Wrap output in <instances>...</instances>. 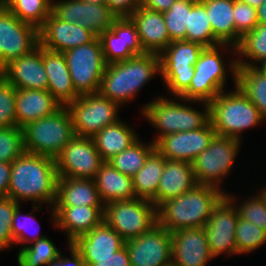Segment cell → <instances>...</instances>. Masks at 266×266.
<instances>
[{
  "mask_svg": "<svg viewBox=\"0 0 266 266\" xmlns=\"http://www.w3.org/2000/svg\"><path fill=\"white\" fill-rule=\"evenodd\" d=\"M21 205L11 198L0 196V251L14 244L12 221L16 208Z\"/></svg>",
  "mask_w": 266,
  "mask_h": 266,
  "instance_id": "cell-44",
  "label": "cell"
},
{
  "mask_svg": "<svg viewBox=\"0 0 266 266\" xmlns=\"http://www.w3.org/2000/svg\"><path fill=\"white\" fill-rule=\"evenodd\" d=\"M258 192L266 203V185L264 187H262L261 190Z\"/></svg>",
  "mask_w": 266,
  "mask_h": 266,
  "instance_id": "cell-56",
  "label": "cell"
},
{
  "mask_svg": "<svg viewBox=\"0 0 266 266\" xmlns=\"http://www.w3.org/2000/svg\"><path fill=\"white\" fill-rule=\"evenodd\" d=\"M82 1H85L88 3H97V4H102L106 2V0H82Z\"/></svg>",
  "mask_w": 266,
  "mask_h": 266,
  "instance_id": "cell-58",
  "label": "cell"
},
{
  "mask_svg": "<svg viewBox=\"0 0 266 266\" xmlns=\"http://www.w3.org/2000/svg\"><path fill=\"white\" fill-rule=\"evenodd\" d=\"M165 159L156 149L148 155L143 167L132 177L136 198L149 200L156 206V194Z\"/></svg>",
  "mask_w": 266,
  "mask_h": 266,
  "instance_id": "cell-33",
  "label": "cell"
},
{
  "mask_svg": "<svg viewBox=\"0 0 266 266\" xmlns=\"http://www.w3.org/2000/svg\"><path fill=\"white\" fill-rule=\"evenodd\" d=\"M104 207L94 179L58 177L53 207Z\"/></svg>",
  "mask_w": 266,
  "mask_h": 266,
  "instance_id": "cell-29",
  "label": "cell"
},
{
  "mask_svg": "<svg viewBox=\"0 0 266 266\" xmlns=\"http://www.w3.org/2000/svg\"><path fill=\"white\" fill-rule=\"evenodd\" d=\"M255 196L247 198L239 205H235L238 216L266 231V203L260 194Z\"/></svg>",
  "mask_w": 266,
  "mask_h": 266,
  "instance_id": "cell-46",
  "label": "cell"
},
{
  "mask_svg": "<svg viewBox=\"0 0 266 266\" xmlns=\"http://www.w3.org/2000/svg\"><path fill=\"white\" fill-rule=\"evenodd\" d=\"M60 253L51 239L46 236L25 248H20L17 260L19 266H45L56 259Z\"/></svg>",
  "mask_w": 266,
  "mask_h": 266,
  "instance_id": "cell-39",
  "label": "cell"
},
{
  "mask_svg": "<svg viewBox=\"0 0 266 266\" xmlns=\"http://www.w3.org/2000/svg\"><path fill=\"white\" fill-rule=\"evenodd\" d=\"M62 106L48 90L16 89V126L23 128L30 122L56 113Z\"/></svg>",
  "mask_w": 266,
  "mask_h": 266,
  "instance_id": "cell-26",
  "label": "cell"
},
{
  "mask_svg": "<svg viewBox=\"0 0 266 266\" xmlns=\"http://www.w3.org/2000/svg\"><path fill=\"white\" fill-rule=\"evenodd\" d=\"M222 48L237 53L236 47L230 44L205 47L194 66V76L189 88L180 96L182 99L210 103L220 92L225 91L227 72H231L236 85L237 59L231 58L228 64L230 71L226 70L219 50Z\"/></svg>",
  "mask_w": 266,
  "mask_h": 266,
  "instance_id": "cell-5",
  "label": "cell"
},
{
  "mask_svg": "<svg viewBox=\"0 0 266 266\" xmlns=\"http://www.w3.org/2000/svg\"><path fill=\"white\" fill-rule=\"evenodd\" d=\"M20 205L16 208L14 215H13V221H12V235H13V240H14V244H23L22 248H25V244H31L33 242H36L39 239L45 238L46 236L40 235L39 231H36L35 235H31L29 232V227H31L35 223H37L34 215H32V213H29L28 215H22L20 212ZM24 217H22V216ZM23 218L20 220V218ZM33 227V226H32ZM35 227V226H34ZM37 228V227H36ZM29 233V235H27V231ZM32 230V229H31Z\"/></svg>",
  "mask_w": 266,
  "mask_h": 266,
  "instance_id": "cell-47",
  "label": "cell"
},
{
  "mask_svg": "<svg viewBox=\"0 0 266 266\" xmlns=\"http://www.w3.org/2000/svg\"><path fill=\"white\" fill-rule=\"evenodd\" d=\"M103 216L104 221L125 241L139 237L158 224L157 207L141 198L105 204Z\"/></svg>",
  "mask_w": 266,
  "mask_h": 266,
  "instance_id": "cell-9",
  "label": "cell"
},
{
  "mask_svg": "<svg viewBox=\"0 0 266 266\" xmlns=\"http://www.w3.org/2000/svg\"><path fill=\"white\" fill-rule=\"evenodd\" d=\"M237 65L242 67H257L266 62V25L258 24L256 28L246 33L236 46ZM242 57V58H241ZM247 59L245 61V59ZM250 60V61H249ZM250 62V63H249ZM256 63V64H255ZM258 63V64H257Z\"/></svg>",
  "mask_w": 266,
  "mask_h": 266,
  "instance_id": "cell-35",
  "label": "cell"
},
{
  "mask_svg": "<svg viewBox=\"0 0 266 266\" xmlns=\"http://www.w3.org/2000/svg\"><path fill=\"white\" fill-rule=\"evenodd\" d=\"M96 35L77 23L59 19L53 12L39 29L40 45L50 51L65 52L68 49L91 42Z\"/></svg>",
  "mask_w": 266,
  "mask_h": 266,
  "instance_id": "cell-21",
  "label": "cell"
},
{
  "mask_svg": "<svg viewBox=\"0 0 266 266\" xmlns=\"http://www.w3.org/2000/svg\"><path fill=\"white\" fill-rule=\"evenodd\" d=\"M222 91L210 103V120L216 135L242 141L241 133L265 119L258 108L235 85V90Z\"/></svg>",
  "mask_w": 266,
  "mask_h": 266,
  "instance_id": "cell-6",
  "label": "cell"
},
{
  "mask_svg": "<svg viewBox=\"0 0 266 266\" xmlns=\"http://www.w3.org/2000/svg\"><path fill=\"white\" fill-rule=\"evenodd\" d=\"M180 102L171 99L157 97L151 102L143 105L142 115L154 128L159 131L157 138L153 139L156 143L161 137L181 131H191L205 127L210 120V105L208 102L184 100L177 97ZM203 103V111L196 110L192 106L182 104V102ZM188 105V106H187Z\"/></svg>",
  "mask_w": 266,
  "mask_h": 266,
  "instance_id": "cell-4",
  "label": "cell"
},
{
  "mask_svg": "<svg viewBox=\"0 0 266 266\" xmlns=\"http://www.w3.org/2000/svg\"><path fill=\"white\" fill-rule=\"evenodd\" d=\"M105 4L117 17H129L142 4V0H106Z\"/></svg>",
  "mask_w": 266,
  "mask_h": 266,
  "instance_id": "cell-48",
  "label": "cell"
},
{
  "mask_svg": "<svg viewBox=\"0 0 266 266\" xmlns=\"http://www.w3.org/2000/svg\"><path fill=\"white\" fill-rule=\"evenodd\" d=\"M69 244L82 256L85 266H89L94 264V258L111 257L125 245V240L103 220Z\"/></svg>",
  "mask_w": 266,
  "mask_h": 266,
  "instance_id": "cell-22",
  "label": "cell"
},
{
  "mask_svg": "<svg viewBox=\"0 0 266 266\" xmlns=\"http://www.w3.org/2000/svg\"><path fill=\"white\" fill-rule=\"evenodd\" d=\"M16 88L5 78L0 79V127L16 126Z\"/></svg>",
  "mask_w": 266,
  "mask_h": 266,
  "instance_id": "cell-45",
  "label": "cell"
},
{
  "mask_svg": "<svg viewBox=\"0 0 266 266\" xmlns=\"http://www.w3.org/2000/svg\"><path fill=\"white\" fill-rule=\"evenodd\" d=\"M206 8L213 36L220 44L236 47L234 0H199Z\"/></svg>",
  "mask_w": 266,
  "mask_h": 266,
  "instance_id": "cell-32",
  "label": "cell"
},
{
  "mask_svg": "<svg viewBox=\"0 0 266 266\" xmlns=\"http://www.w3.org/2000/svg\"><path fill=\"white\" fill-rule=\"evenodd\" d=\"M39 45V29L22 22L0 5V56L5 65L29 54Z\"/></svg>",
  "mask_w": 266,
  "mask_h": 266,
  "instance_id": "cell-15",
  "label": "cell"
},
{
  "mask_svg": "<svg viewBox=\"0 0 266 266\" xmlns=\"http://www.w3.org/2000/svg\"><path fill=\"white\" fill-rule=\"evenodd\" d=\"M89 266H131V263L124 245L109 258H94V264Z\"/></svg>",
  "mask_w": 266,
  "mask_h": 266,
  "instance_id": "cell-49",
  "label": "cell"
},
{
  "mask_svg": "<svg viewBox=\"0 0 266 266\" xmlns=\"http://www.w3.org/2000/svg\"><path fill=\"white\" fill-rule=\"evenodd\" d=\"M94 180L104 205L112 201L136 198L132 177L122 174L109 162L101 165Z\"/></svg>",
  "mask_w": 266,
  "mask_h": 266,
  "instance_id": "cell-30",
  "label": "cell"
},
{
  "mask_svg": "<svg viewBox=\"0 0 266 266\" xmlns=\"http://www.w3.org/2000/svg\"><path fill=\"white\" fill-rule=\"evenodd\" d=\"M135 130L125 122H118L105 126L92 139L104 162H108L115 155L129 148L139 137Z\"/></svg>",
  "mask_w": 266,
  "mask_h": 266,
  "instance_id": "cell-31",
  "label": "cell"
},
{
  "mask_svg": "<svg viewBox=\"0 0 266 266\" xmlns=\"http://www.w3.org/2000/svg\"><path fill=\"white\" fill-rule=\"evenodd\" d=\"M129 18L134 23L141 45L147 53L160 54L172 42L163 13L140 5Z\"/></svg>",
  "mask_w": 266,
  "mask_h": 266,
  "instance_id": "cell-24",
  "label": "cell"
},
{
  "mask_svg": "<svg viewBox=\"0 0 266 266\" xmlns=\"http://www.w3.org/2000/svg\"><path fill=\"white\" fill-rule=\"evenodd\" d=\"M257 68L266 76V62L262 63L261 66H257Z\"/></svg>",
  "mask_w": 266,
  "mask_h": 266,
  "instance_id": "cell-57",
  "label": "cell"
},
{
  "mask_svg": "<svg viewBox=\"0 0 266 266\" xmlns=\"http://www.w3.org/2000/svg\"><path fill=\"white\" fill-rule=\"evenodd\" d=\"M5 70H6V65L2 61L1 56H0V79L1 78H4V76H5Z\"/></svg>",
  "mask_w": 266,
  "mask_h": 266,
  "instance_id": "cell-55",
  "label": "cell"
},
{
  "mask_svg": "<svg viewBox=\"0 0 266 266\" xmlns=\"http://www.w3.org/2000/svg\"><path fill=\"white\" fill-rule=\"evenodd\" d=\"M63 54L76 92L79 95L98 93L106 67L99 37Z\"/></svg>",
  "mask_w": 266,
  "mask_h": 266,
  "instance_id": "cell-10",
  "label": "cell"
},
{
  "mask_svg": "<svg viewBox=\"0 0 266 266\" xmlns=\"http://www.w3.org/2000/svg\"><path fill=\"white\" fill-rule=\"evenodd\" d=\"M55 159L24 152L12 162L9 190L6 197L17 203L31 201L33 210H42V203L54 206L57 191Z\"/></svg>",
  "mask_w": 266,
  "mask_h": 266,
  "instance_id": "cell-1",
  "label": "cell"
},
{
  "mask_svg": "<svg viewBox=\"0 0 266 266\" xmlns=\"http://www.w3.org/2000/svg\"><path fill=\"white\" fill-rule=\"evenodd\" d=\"M7 0H0V5H4Z\"/></svg>",
  "mask_w": 266,
  "mask_h": 266,
  "instance_id": "cell-59",
  "label": "cell"
},
{
  "mask_svg": "<svg viewBox=\"0 0 266 266\" xmlns=\"http://www.w3.org/2000/svg\"><path fill=\"white\" fill-rule=\"evenodd\" d=\"M235 197L226 195L213 208L212 214L204 226L209 248L214 256L238 254L235 231L238 211Z\"/></svg>",
  "mask_w": 266,
  "mask_h": 266,
  "instance_id": "cell-13",
  "label": "cell"
},
{
  "mask_svg": "<svg viewBox=\"0 0 266 266\" xmlns=\"http://www.w3.org/2000/svg\"><path fill=\"white\" fill-rule=\"evenodd\" d=\"M52 12L61 20L77 23L97 37L109 30L117 16L105 3H88L82 0L52 2Z\"/></svg>",
  "mask_w": 266,
  "mask_h": 266,
  "instance_id": "cell-17",
  "label": "cell"
},
{
  "mask_svg": "<svg viewBox=\"0 0 266 266\" xmlns=\"http://www.w3.org/2000/svg\"><path fill=\"white\" fill-rule=\"evenodd\" d=\"M240 140L215 135L209 147L192 162L197 184L221 189L222 180L230 173L240 148Z\"/></svg>",
  "mask_w": 266,
  "mask_h": 266,
  "instance_id": "cell-12",
  "label": "cell"
},
{
  "mask_svg": "<svg viewBox=\"0 0 266 266\" xmlns=\"http://www.w3.org/2000/svg\"><path fill=\"white\" fill-rule=\"evenodd\" d=\"M25 152L56 159L75 136L69 109L62 106L56 113L23 127Z\"/></svg>",
  "mask_w": 266,
  "mask_h": 266,
  "instance_id": "cell-7",
  "label": "cell"
},
{
  "mask_svg": "<svg viewBox=\"0 0 266 266\" xmlns=\"http://www.w3.org/2000/svg\"><path fill=\"white\" fill-rule=\"evenodd\" d=\"M58 177L95 179L104 163L91 137L74 136L55 159Z\"/></svg>",
  "mask_w": 266,
  "mask_h": 266,
  "instance_id": "cell-14",
  "label": "cell"
},
{
  "mask_svg": "<svg viewBox=\"0 0 266 266\" xmlns=\"http://www.w3.org/2000/svg\"><path fill=\"white\" fill-rule=\"evenodd\" d=\"M246 3L254 8H258L265 0H239Z\"/></svg>",
  "mask_w": 266,
  "mask_h": 266,
  "instance_id": "cell-54",
  "label": "cell"
},
{
  "mask_svg": "<svg viewBox=\"0 0 266 266\" xmlns=\"http://www.w3.org/2000/svg\"><path fill=\"white\" fill-rule=\"evenodd\" d=\"M198 0H176L168 11L163 12L171 41L186 40L189 11Z\"/></svg>",
  "mask_w": 266,
  "mask_h": 266,
  "instance_id": "cell-40",
  "label": "cell"
},
{
  "mask_svg": "<svg viewBox=\"0 0 266 266\" xmlns=\"http://www.w3.org/2000/svg\"><path fill=\"white\" fill-rule=\"evenodd\" d=\"M54 0H7L4 6L19 20L40 29L52 12Z\"/></svg>",
  "mask_w": 266,
  "mask_h": 266,
  "instance_id": "cell-36",
  "label": "cell"
},
{
  "mask_svg": "<svg viewBox=\"0 0 266 266\" xmlns=\"http://www.w3.org/2000/svg\"><path fill=\"white\" fill-rule=\"evenodd\" d=\"M226 195L222 189L197 184L177 198L164 201L157 208L158 224L169 232L182 228L204 227L213 208Z\"/></svg>",
  "mask_w": 266,
  "mask_h": 266,
  "instance_id": "cell-2",
  "label": "cell"
},
{
  "mask_svg": "<svg viewBox=\"0 0 266 266\" xmlns=\"http://www.w3.org/2000/svg\"><path fill=\"white\" fill-rule=\"evenodd\" d=\"M154 149L155 143L153 141L143 144L138 139L108 162L122 174L133 177L143 167L146 158Z\"/></svg>",
  "mask_w": 266,
  "mask_h": 266,
  "instance_id": "cell-37",
  "label": "cell"
},
{
  "mask_svg": "<svg viewBox=\"0 0 266 266\" xmlns=\"http://www.w3.org/2000/svg\"><path fill=\"white\" fill-rule=\"evenodd\" d=\"M176 0H142V6L158 12L168 11Z\"/></svg>",
  "mask_w": 266,
  "mask_h": 266,
  "instance_id": "cell-52",
  "label": "cell"
},
{
  "mask_svg": "<svg viewBox=\"0 0 266 266\" xmlns=\"http://www.w3.org/2000/svg\"><path fill=\"white\" fill-rule=\"evenodd\" d=\"M51 212L53 224L66 232L69 243L77 236L90 232L104 220V207H53Z\"/></svg>",
  "mask_w": 266,
  "mask_h": 266,
  "instance_id": "cell-25",
  "label": "cell"
},
{
  "mask_svg": "<svg viewBox=\"0 0 266 266\" xmlns=\"http://www.w3.org/2000/svg\"><path fill=\"white\" fill-rule=\"evenodd\" d=\"M25 152L23 128L0 127V162L12 163Z\"/></svg>",
  "mask_w": 266,
  "mask_h": 266,
  "instance_id": "cell-42",
  "label": "cell"
},
{
  "mask_svg": "<svg viewBox=\"0 0 266 266\" xmlns=\"http://www.w3.org/2000/svg\"><path fill=\"white\" fill-rule=\"evenodd\" d=\"M196 185L192 163L165 159L156 194V207L166 200L185 194Z\"/></svg>",
  "mask_w": 266,
  "mask_h": 266,
  "instance_id": "cell-28",
  "label": "cell"
},
{
  "mask_svg": "<svg viewBox=\"0 0 266 266\" xmlns=\"http://www.w3.org/2000/svg\"><path fill=\"white\" fill-rule=\"evenodd\" d=\"M4 78L16 89L48 90V76L46 74L42 46L27 55L12 60L6 65Z\"/></svg>",
  "mask_w": 266,
  "mask_h": 266,
  "instance_id": "cell-23",
  "label": "cell"
},
{
  "mask_svg": "<svg viewBox=\"0 0 266 266\" xmlns=\"http://www.w3.org/2000/svg\"><path fill=\"white\" fill-rule=\"evenodd\" d=\"M258 24L266 25V0L257 8Z\"/></svg>",
  "mask_w": 266,
  "mask_h": 266,
  "instance_id": "cell-53",
  "label": "cell"
},
{
  "mask_svg": "<svg viewBox=\"0 0 266 266\" xmlns=\"http://www.w3.org/2000/svg\"><path fill=\"white\" fill-rule=\"evenodd\" d=\"M12 163L0 162V196H7Z\"/></svg>",
  "mask_w": 266,
  "mask_h": 266,
  "instance_id": "cell-51",
  "label": "cell"
},
{
  "mask_svg": "<svg viewBox=\"0 0 266 266\" xmlns=\"http://www.w3.org/2000/svg\"><path fill=\"white\" fill-rule=\"evenodd\" d=\"M171 236L172 266H206L214 259L204 227L178 229Z\"/></svg>",
  "mask_w": 266,
  "mask_h": 266,
  "instance_id": "cell-20",
  "label": "cell"
},
{
  "mask_svg": "<svg viewBox=\"0 0 266 266\" xmlns=\"http://www.w3.org/2000/svg\"><path fill=\"white\" fill-rule=\"evenodd\" d=\"M131 266H172V236L156 224L148 232L125 241Z\"/></svg>",
  "mask_w": 266,
  "mask_h": 266,
  "instance_id": "cell-16",
  "label": "cell"
},
{
  "mask_svg": "<svg viewBox=\"0 0 266 266\" xmlns=\"http://www.w3.org/2000/svg\"><path fill=\"white\" fill-rule=\"evenodd\" d=\"M235 232L238 254L250 253L266 243V231L239 217Z\"/></svg>",
  "mask_w": 266,
  "mask_h": 266,
  "instance_id": "cell-41",
  "label": "cell"
},
{
  "mask_svg": "<svg viewBox=\"0 0 266 266\" xmlns=\"http://www.w3.org/2000/svg\"><path fill=\"white\" fill-rule=\"evenodd\" d=\"M120 106L98 92L80 95L66 107L73 120L75 135L92 138L105 126L120 120L118 118Z\"/></svg>",
  "mask_w": 266,
  "mask_h": 266,
  "instance_id": "cell-11",
  "label": "cell"
},
{
  "mask_svg": "<svg viewBox=\"0 0 266 266\" xmlns=\"http://www.w3.org/2000/svg\"><path fill=\"white\" fill-rule=\"evenodd\" d=\"M233 18L236 29V46L241 38L253 31L258 25L257 8H254L239 0H234Z\"/></svg>",
  "mask_w": 266,
  "mask_h": 266,
  "instance_id": "cell-43",
  "label": "cell"
},
{
  "mask_svg": "<svg viewBox=\"0 0 266 266\" xmlns=\"http://www.w3.org/2000/svg\"><path fill=\"white\" fill-rule=\"evenodd\" d=\"M236 86L258 108L266 120V76L257 67L238 66Z\"/></svg>",
  "mask_w": 266,
  "mask_h": 266,
  "instance_id": "cell-34",
  "label": "cell"
},
{
  "mask_svg": "<svg viewBox=\"0 0 266 266\" xmlns=\"http://www.w3.org/2000/svg\"><path fill=\"white\" fill-rule=\"evenodd\" d=\"M205 47L199 43L172 41L160 54V76L174 99L190 86L194 66Z\"/></svg>",
  "mask_w": 266,
  "mask_h": 266,
  "instance_id": "cell-8",
  "label": "cell"
},
{
  "mask_svg": "<svg viewBox=\"0 0 266 266\" xmlns=\"http://www.w3.org/2000/svg\"><path fill=\"white\" fill-rule=\"evenodd\" d=\"M68 246L71 253V259L68 257H62L63 255L60 253L56 259L50 261L45 266H85L82 256L72 247V245L68 244Z\"/></svg>",
  "mask_w": 266,
  "mask_h": 266,
  "instance_id": "cell-50",
  "label": "cell"
},
{
  "mask_svg": "<svg viewBox=\"0 0 266 266\" xmlns=\"http://www.w3.org/2000/svg\"><path fill=\"white\" fill-rule=\"evenodd\" d=\"M99 39L106 64L128 60L147 53L129 17H117L110 29L103 32Z\"/></svg>",
  "mask_w": 266,
  "mask_h": 266,
  "instance_id": "cell-18",
  "label": "cell"
},
{
  "mask_svg": "<svg viewBox=\"0 0 266 266\" xmlns=\"http://www.w3.org/2000/svg\"><path fill=\"white\" fill-rule=\"evenodd\" d=\"M186 40L199 43L204 47H214L220 44L213 36L206 8L199 0L189 11V26L186 28Z\"/></svg>",
  "mask_w": 266,
  "mask_h": 266,
  "instance_id": "cell-38",
  "label": "cell"
},
{
  "mask_svg": "<svg viewBox=\"0 0 266 266\" xmlns=\"http://www.w3.org/2000/svg\"><path fill=\"white\" fill-rule=\"evenodd\" d=\"M43 65L48 76V91L63 106L76 100V92L65 56L61 52L50 51L42 47Z\"/></svg>",
  "mask_w": 266,
  "mask_h": 266,
  "instance_id": "cell-27",
  "label": "cell"
},
{
  "mask_svg": "<svg viewBox=\"0 0 266 266\" xmlns=\"http://www.w3.org/2000/svg\"><path fill=\"white\" fill-rule=\"evenodd\" d=\"M216 135L211 121L200 129L181 131L161 137L155 149L166 159L192 163L195 158L209 147Z\"/></svg>",
  "mask_w": 266,
  "mask_h": 266,
  "instance_id": "cell-19",
  "label": "cell"
},
{
  "mask_svg": "<svg viewBox=\"0 0 266 266\" xmlns=\"http://www.w3.org/2000/svg\"><path fill=\"white\" fill-rule=\"evenodd\" d=\"M156 74H161L157 53H146L106 64L99 93L122 106L123 103L131 102Z\"/></svg>",
  "mask_w": 266,
  "mask_h": 266,
  "instance_id": "cell-3",
  "label": "cell"
}]
</instances>
